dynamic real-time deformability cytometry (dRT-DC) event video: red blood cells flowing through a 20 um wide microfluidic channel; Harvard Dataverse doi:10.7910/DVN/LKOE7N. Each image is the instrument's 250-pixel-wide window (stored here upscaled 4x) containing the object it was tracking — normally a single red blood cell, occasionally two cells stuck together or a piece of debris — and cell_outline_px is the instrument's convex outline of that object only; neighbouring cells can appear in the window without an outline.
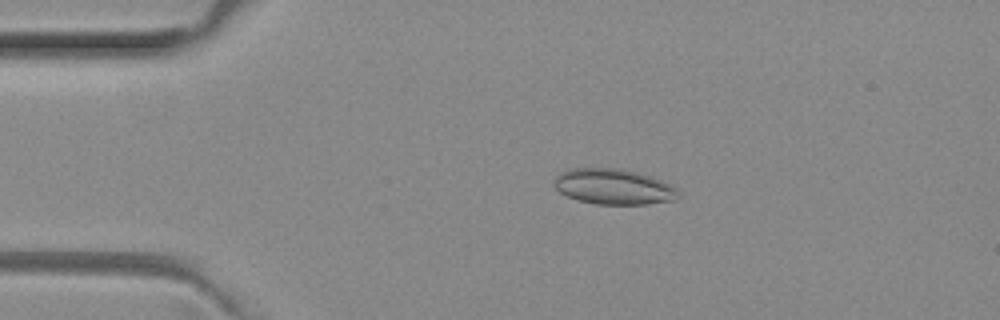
{"species": "common noctule bat (a hibernating species)", "species_latin": "Nyctalus noctula", "temperature_condition": "room temperature", "stored_images_in_passage": 33, "camera_frame_rate_fps": 3000, "um_per_image_px": 0.085, "animal": {"sex": "female", "body_mass_g": 29.2, "forearm_length_mm": 56.3}, "frame": {"image": 1, "passage_image": 9, "time_ms": 2.667, "image_size_px": [1000, 320], "cell_outline_px": [[680, 196], [672, 200], [644, 204], [596, 204], [580, 200], [568, 196], [560, 192], [552, 184], [556, 176], [560, 172], [572, 168], [624, 168], [660, 180], [676, 188]], "centroid_in_image_um": [52.11, 15.86], "position_along_channel_um": 32.9, "area_um2": 25.49}}
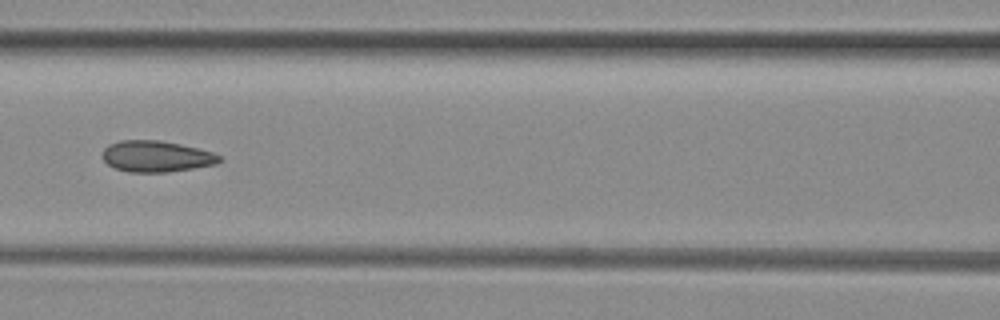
{"frame": {"image": 2, "passage_image": 21, "time_ms": 6.667, "image_size_px": [1000, 320], "cell_outline_px": [[220, 160], [216, 164], [168, 172], [128, 172], [116, 168], [108, 164], [104, 160], [104, 148], [108, 144], [120, 140], [160, 140], [180, 144], [212, 152], [220, 156]], "centroid_in_image_um": [13.27, 13.28], "position_along_channel_um": 153.3, "area_um2": 21.04}}
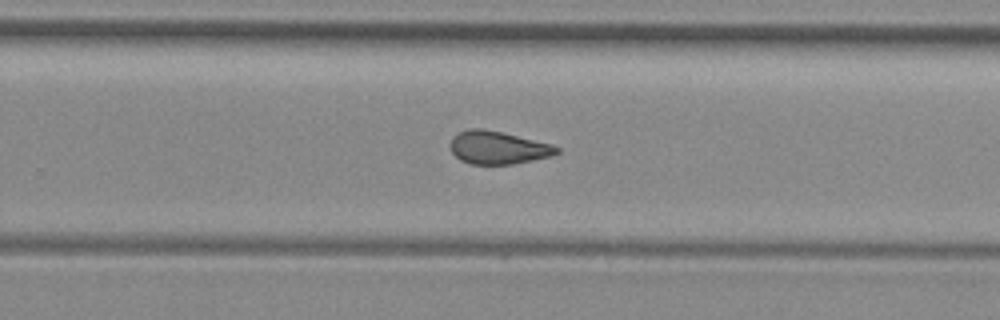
{"frame": {"image": 3, "passage_image": 31, "time_ms": 10.0, "image_size_px": [1000, 320], "cell_outline_px": [[560, 152], [552, 156], [512, 164], [472, 164], [460, 160], [452, 152], [448, 144], [452, 136], [468, 128], [484, 128], [552, 144], [560, 148]], "centroid_in_image_um": [42.3, 12.54], "position_along_channel_um": 287.5, "area_um2": 20.52}}